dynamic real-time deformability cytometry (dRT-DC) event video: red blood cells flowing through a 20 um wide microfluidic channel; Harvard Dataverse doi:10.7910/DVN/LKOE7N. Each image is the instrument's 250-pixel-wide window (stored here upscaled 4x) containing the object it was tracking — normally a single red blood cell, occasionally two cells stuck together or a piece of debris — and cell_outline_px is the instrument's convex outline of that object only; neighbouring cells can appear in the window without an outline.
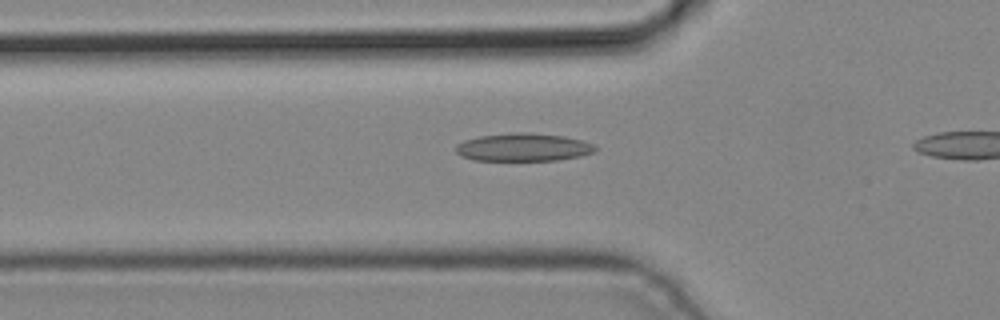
{"species": "common noctule bat (a hibernating species)", "species_latin": "Nyctalus noctula", "temperature_condition": "cold", "stored_images_in_passage": 4, "segment_of_instrument_passage": [1, 2], "camera_frame_rate_fps": 3000, "um_per_image_px": 0.085, "animal": {"sex": "male", "body_mass_g": 19.2, "forearm_length_mm": 51.8}, "frame": {"image": 1, "passage_image": 3, "time_ms": 0.667, "image_size_px": [1000, 320], "cell_outline_px": [[596, 152], [580, 156], [556, 160], [472, 160], [460, 156], [456, 152], [456, 144], [464, 140], [480, 136], [516, 132], [524, 132], [564, 136], [580, 140], [592, 144], [596, 148]], "centroid_in_image_um": [44.45, 12.52], "position_along_channel_um": 81.4, "area_um2": 22.6}}